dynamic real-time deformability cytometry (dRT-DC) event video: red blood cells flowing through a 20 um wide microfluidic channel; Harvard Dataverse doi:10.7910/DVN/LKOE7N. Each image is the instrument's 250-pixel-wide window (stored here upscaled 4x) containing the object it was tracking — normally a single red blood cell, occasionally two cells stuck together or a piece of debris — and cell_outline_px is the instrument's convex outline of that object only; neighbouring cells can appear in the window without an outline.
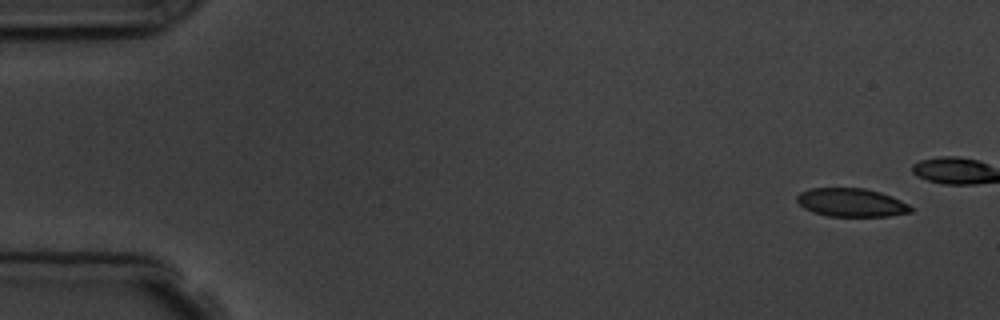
{"species": "common noctule bat (a hibernating species)", "species_latin": "Nyctalus noctula", "temperature_condition": "room temperature", "stored_images_in_passage": 5, "camera_frame_rate_fps": 3000, "um_per_image_px": 0.085, "animal": {"sex": "male", "body_mass_g": 19.5, "forearm_length_mm": 54.6}, "frame": {"image": 1, "passage_image": 1, "time_ms": 0.0, "image_size_px": [1000, 320], "cell_outline_px": [[912, 212], [888, 216], [828, 216], [812, 212], [804, 208], [796, 200], [796, 196], [800, 192], [812, 188], [864, 188], [880, 192], [892, 196], [908, 204], [912, 208]], "centroid_in_image_um": [72.35, 17.21], "position_along_channel_um": 12.6, "area_um2": 18.84}}